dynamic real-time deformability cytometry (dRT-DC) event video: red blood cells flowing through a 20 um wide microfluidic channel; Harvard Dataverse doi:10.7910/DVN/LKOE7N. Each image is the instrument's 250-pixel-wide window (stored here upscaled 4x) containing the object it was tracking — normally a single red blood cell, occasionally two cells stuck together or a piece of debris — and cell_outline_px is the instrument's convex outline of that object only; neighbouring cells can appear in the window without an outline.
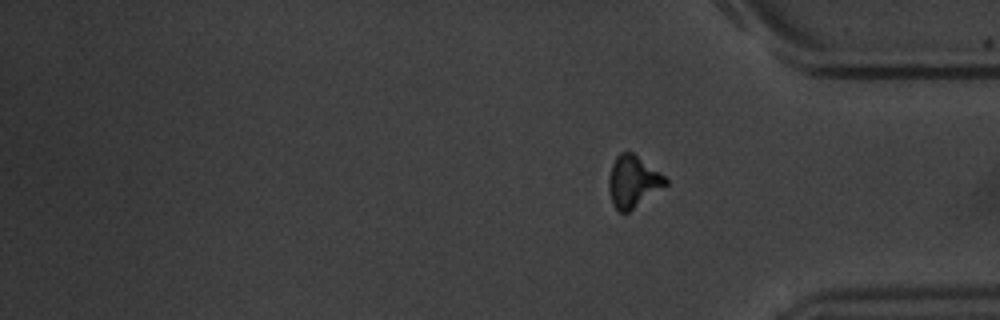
{"species": "common noctule bat (a hibernating species)", "species_latin": "Nyctalus noctula", "temperature_condition": "warm", "stored_images_in_passage": 13, "segment_of_instrument_passage": [2, 2], "camera_frame_rate_fps": 3000, "um_per_image_px": 0.085, "animal": {"sex": "male", "body_mass_g": 20.1, "forearm_length_mm": 53.5}, "frame": {"image": 1, "passage_image": 13, "time_ms": 13.667, "image_size_px": [1000, 320], "cell_outline_px": [[668, 184], [628, 212], [620, 212], [612, 204], [608, 188], [608, 180], [612, 164], [616, 156], [620, 152], [632, 152], [660, 172], [668, 180]], "centroid_in_image_um": [53.79, 15.43], "position_along_channel_um": 381.4, "area_um2": 16.99}}